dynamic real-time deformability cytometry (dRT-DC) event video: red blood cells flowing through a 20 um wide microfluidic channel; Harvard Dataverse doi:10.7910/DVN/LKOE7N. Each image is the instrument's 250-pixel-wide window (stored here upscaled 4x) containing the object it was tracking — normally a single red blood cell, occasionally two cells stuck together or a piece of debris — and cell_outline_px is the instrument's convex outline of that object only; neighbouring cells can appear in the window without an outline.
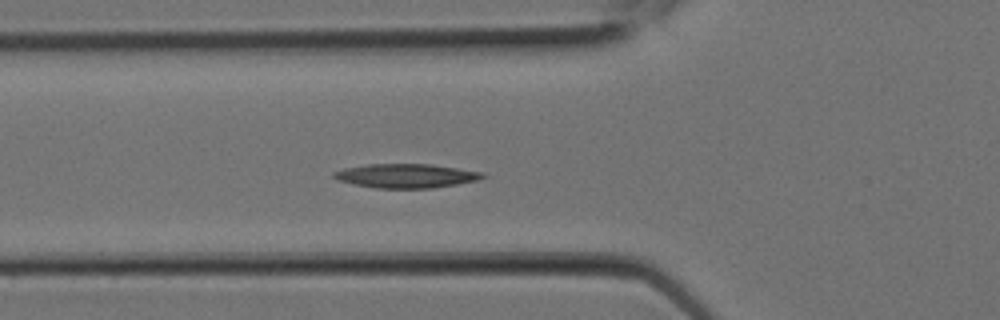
{"species": "Egyptian fruit bat (a non-hibernating species)", "species_latin": "Rousettus aegyptiacus", "temperature_condition": "room temperature", "stored_images_in_passage": 2, "camera_frame_rate_fps": 3000, "um_per_image_px": 0.085, "animal": {"sex": "female"}, "frame": {"image": 1, "passage_image": 2, "time_ms": 0.333, "image_size_px": [1000, 320], "cell_outline_px": [[488, 176], [476, 180], [456, 184], [432, 188], [376, 188], [352, 184], [336, 180], [332, 176], [332, 172], [344, 168], [368, 164], [432, 164], [484, 172]], "centroid_in_image_um": [34.49, 14.94], "position_along_channel_um": 91.3, "area_um2": 20.98}}